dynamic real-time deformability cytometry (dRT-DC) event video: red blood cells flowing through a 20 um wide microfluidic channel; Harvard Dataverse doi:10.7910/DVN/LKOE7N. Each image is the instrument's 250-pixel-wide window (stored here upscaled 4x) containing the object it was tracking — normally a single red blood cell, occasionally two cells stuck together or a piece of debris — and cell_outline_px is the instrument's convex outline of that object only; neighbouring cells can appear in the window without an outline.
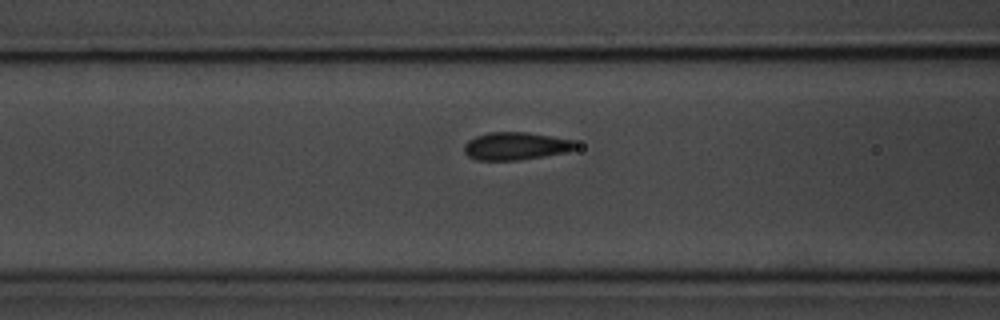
{"species": "common noctule bat (a hibernating species)", "species_latin": "Nyctalus noctula", "temperature_condition": "room temperature", "stored_images_in_passage": 38, "camera_frame_rate_fps": 3000, "um_per_image_px": 0.085, "animal": {"sex": "male", "body_mass_g": 20.1, "forearm_length_mm": 53.5}, "frame": {"image": 1, "passage_image": 5, "time_ms": 1.333, "image_size_px": [1000, 320], "cell_outline_px": [[576, 148], [564, 152], [544, 156], [520, 160], [476, 160], [468, 156], [464, 152], [464, 144], [468, 140], [476, 136], [488, 132], [528, 132], [572, 140], [576, 144]], "centroid_in_image_um": [43.78, 12.41], "position_along_channel_um": 122.8, "area_um2": 17.92}}
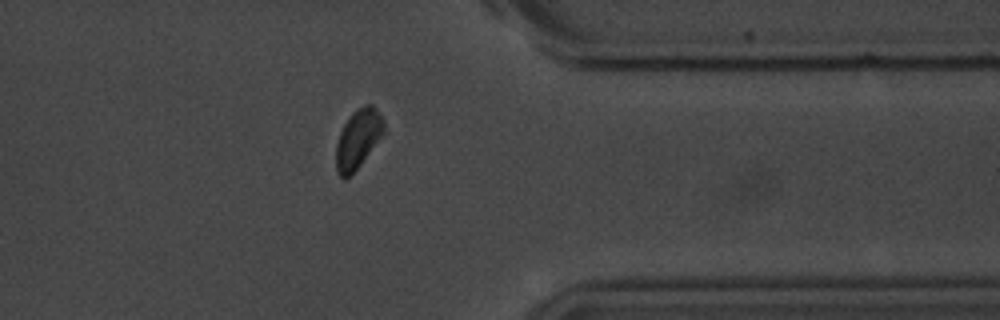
{"frame": {"image": 2, "passage_image": 27, "time_ms": 8.667, "image_size_px": [1000, 320], "cell_outline_px": [[384, 132], [360, 164], [344, 180], [336, 172], [336, 144], [340, 132], [344, 124], [352, 112], [356, 108], [364, 104], [372, 104], [376, 108], [384, 120]], "centroid_in_image_um": [30.42, 11.76], "position_along_channel_um": 381.0, "area_um2": 16.24}}
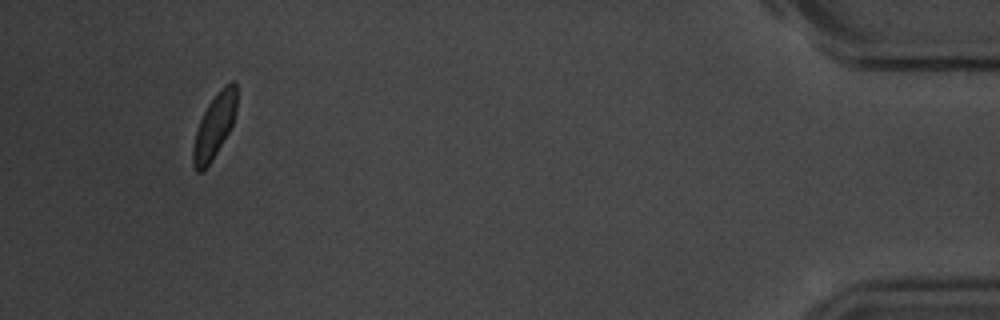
{"frame": {"image": 3, "passage_image": 35, "time_ms": 11.333, "image_size_px": [1000, 320], "cell_outline_px": [[236, 112], [232, 124], [228, 132], [212, 160], [204, 172], [196, 172], [192, 164], [192, 148], [196, 132], [200, 120], [208, 104], [216, 92], [224, 84], [232, 80], [236, 80]], "centroid_in_image_um": [18.21, 10.71], "position_along_channel_um": 417.0, "area_um2": 16.42}}